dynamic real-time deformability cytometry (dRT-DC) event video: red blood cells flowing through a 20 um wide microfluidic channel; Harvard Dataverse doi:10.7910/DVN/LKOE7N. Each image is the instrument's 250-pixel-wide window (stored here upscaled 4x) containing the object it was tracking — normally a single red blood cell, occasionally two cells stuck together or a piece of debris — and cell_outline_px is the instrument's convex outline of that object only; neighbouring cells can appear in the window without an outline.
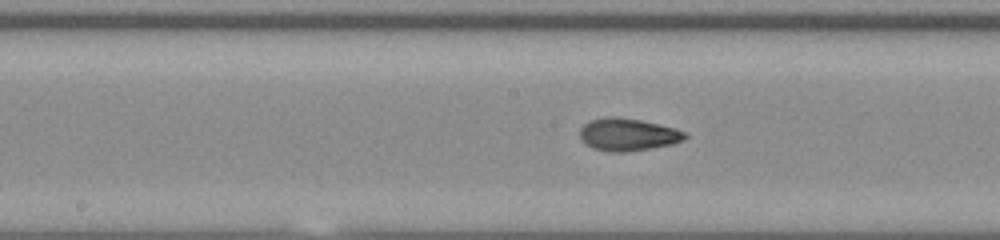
{"species": "common noctule bat (a hibernating species)", "species_latin": "Nyctalus noctula", "temperature_condition": "room temperature", "stored_images_in_passage": 36, "camera_frame_rate_fps": 3000, "um_per_image_px": 0.085, "animal": {"sex": "male", "body_mass_g": 20.0, "forearm_length_mm": 53.3}, "frame": {"image": 1, "passage_image": 21, "time_ms": 6.667, "image_size_px": [1000, 240], "cell_outline_px": [[688, 136], [684, 140], [672, 144], [628, 152], [608, 152], [592, 148], [580, 140], [580, 128], [588, 120], [612, 116], [640, 120], [676, 128], [688, 132]], "centroid_in_image_um": [53.37, 11.44], "position_along_channel_um": 194.8, "area_um2": 20.11}}
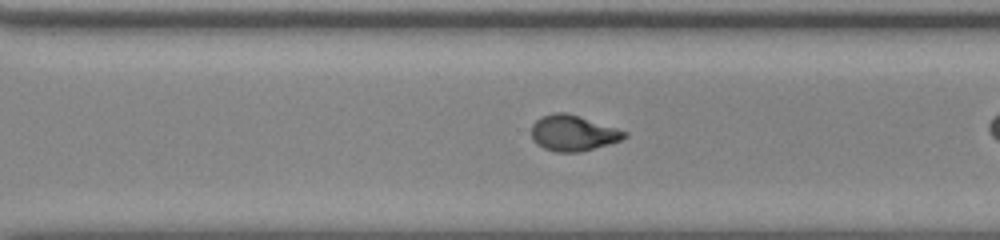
{"frame": {"image": 2, "passage_image": 31, "time_ms": 10.0, "image_size_px": [1000, 240], "cell_outline_px": [[628, 136], [620, 140], [608, 144], [580, 152], [556, 152], [544, 148], [536, 144], [532, 140], [532, 124], [536, 120], [552, 112], [568, 112], [628, 132]], "centroid_in_image_um": [48.69, 11.3], "position_along_channel_um": 321.9, "area_um2": 19.36}}